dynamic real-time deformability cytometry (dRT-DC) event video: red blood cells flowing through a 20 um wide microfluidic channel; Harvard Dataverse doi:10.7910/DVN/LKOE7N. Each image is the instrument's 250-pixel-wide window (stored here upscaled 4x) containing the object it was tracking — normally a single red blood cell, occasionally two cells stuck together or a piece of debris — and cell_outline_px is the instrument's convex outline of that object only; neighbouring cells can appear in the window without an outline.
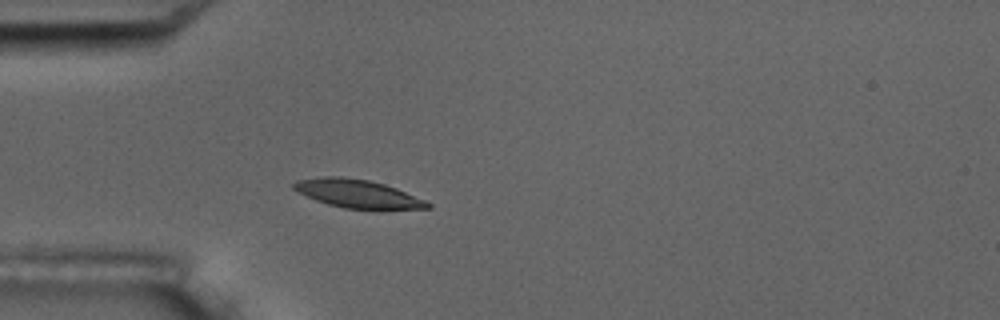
{"species": "common noctule bat (a hibernating species)", "species_latin": "Nyctalus noctula", "temperature_condition": "room temperature", "stored_images_in_passage": 3, "camera_frame_rate_fps": 3000, "um_per_image_px": 0.085, "animal": {"sex": "male", "body_mass_g": 17.5, "forearm_length_mm": 52.3}, "frame": {"image": 1, "passage_image": 3, "time_ms": 2.333, "image_size_px": [1000, 320], "cell_outline_px": [[432, 208], [376, 212], [344, 208], [328, 204], [316, 200], [292, 188], [292, 184], [296, 180], [324, 176], [340, 176], [368, 180], [384, 184], [396, 188], [424, 200], [432, 204]], "centroid_in_image_um": [30.48, 16.52], "position_along_channel_um": 54.5, "area_um2": 22.77}}